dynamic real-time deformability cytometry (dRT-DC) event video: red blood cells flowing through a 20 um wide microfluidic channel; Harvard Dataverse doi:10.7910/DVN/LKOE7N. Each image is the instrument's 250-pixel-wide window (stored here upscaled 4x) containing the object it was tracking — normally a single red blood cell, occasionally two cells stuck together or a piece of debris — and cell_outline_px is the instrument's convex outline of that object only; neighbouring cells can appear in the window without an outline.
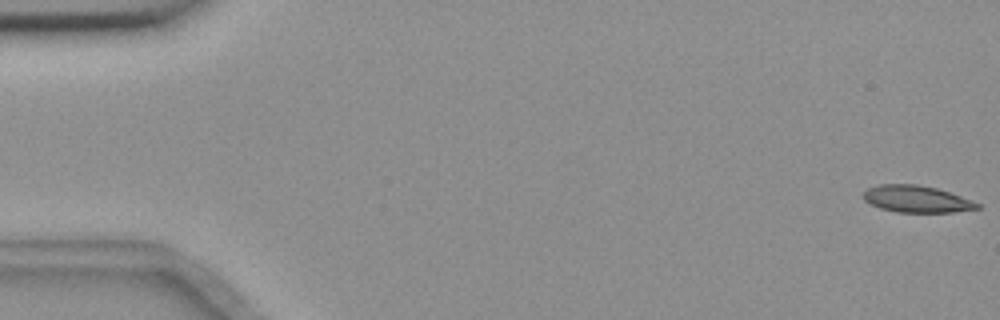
{"species": "common noctule bat (a hibernating species)", "species_latin": "Nyctalus noctula", "temperature_condition": "room temperature", "stored_images_in_passage": 5, "camera_frame_rate_fps": 3000, "um_per_image_px": 0.085, "animal": {"sex": "female", "body_mass_g": 18.4}, "frame": {"image": 1, "passage_image": 1, "time_ms": 0.0, "image_size_px": [1000, 320], "cell_outline_px": [[980, 208], [956, 212], [896, 212], [880, 208], [864, 200], [864, 192], [868, 188], [880, 184], [916, 184], [936, 188], [960, 196], [980, 204]], "centroid_in_image_um": [77.9, 16.92], "position_along_channel_um": 7.1, "area_um2": 17.63}}
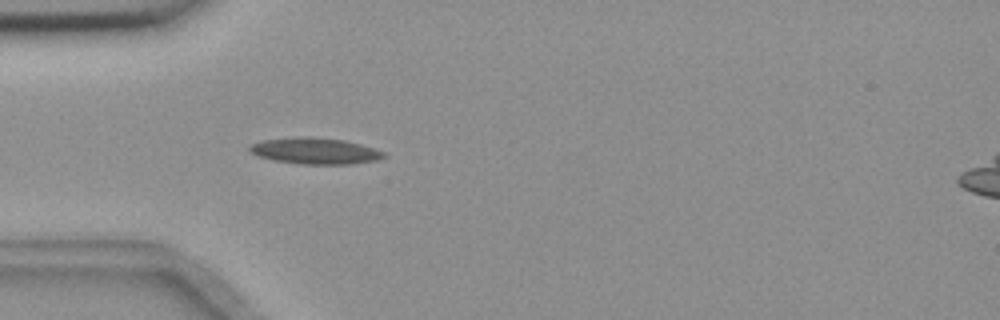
{"frame": {"image": 2, "passage_image": 5, "time_ms": 1.333, "image_size_px": [1000, 320], "cell_outline_px": [[384, 156], [376, 160], [352, 164], [300, 164], [276, 160], [260, 156], [248, 152], [248, 148], [252, 144], [264, 140], [296, 136], [312, 136], [344, 140], [360, 144], [384, 152]], "centroid_in_image_um": [26.75, 12.82], "position_along_channel_um": 58.2, "area_um2": 20.4}}